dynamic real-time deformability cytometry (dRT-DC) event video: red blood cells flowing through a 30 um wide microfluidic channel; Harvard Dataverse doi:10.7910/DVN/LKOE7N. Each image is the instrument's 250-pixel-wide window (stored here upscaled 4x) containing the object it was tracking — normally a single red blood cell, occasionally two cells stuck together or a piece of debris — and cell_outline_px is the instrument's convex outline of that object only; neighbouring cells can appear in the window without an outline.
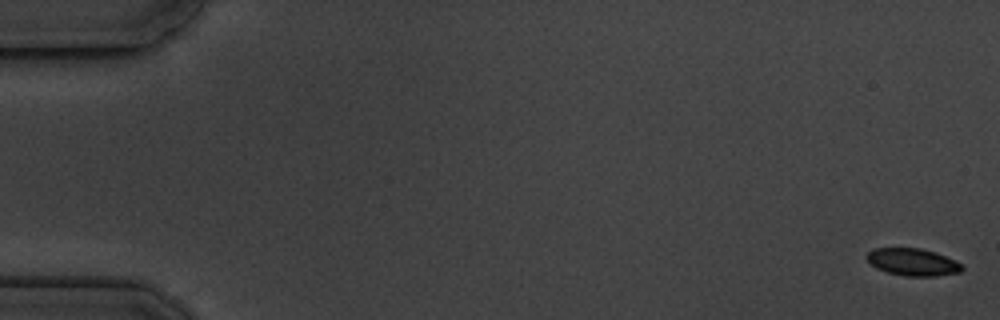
{"species": "common noctule bat (a hibernating species)", "species_latin": "Nyctalus noctula", "temperature_condition": "cold", "stored_images_in_passage": 7, "camera_frame_rate_fps": 3000, "um_per_image_px": 0.085, "animal": {"sex": "male", "body_mass_g": 19.5, "forearm_length_mm": 54.6}, "frame": {"image": 1, "passage_image": 1, "time_ms": 0.0, "image_size_px": [1000, 320], "cell_outline_px": [[964, 268], [960, 272], [936, 276], [904, 276], [888, 272], [876, 268], [864, 256], [872, 248], [920, 248], [936, 252], [960, 264]], "centroid_in_image_um": [77.54, 22.27], "position_along_channel_um": 7.5, "area_um2": 15.03}}
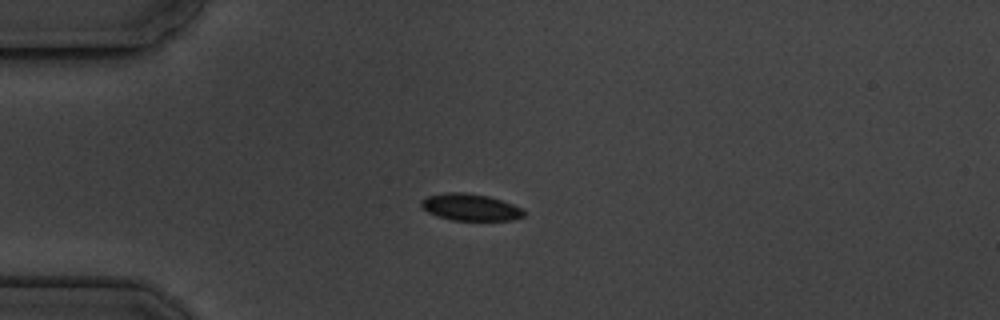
{"frame": {"image": 2, "passage_image": 5, "time_ms": 4.667, "image_size_px": [1000, 320], "cell_outline_px": [[524, 216], [512, 220], [452, 220], [436, 216], [428, 212], [420, 204], [420, 200], [428, 196], [444, 192], [464, 192], [488, 196], [512, 204], [520, 208], [524, 212]], "centroid_in_image_um": [39.94, 17.61], "position_along_channel_um": 45.1, "area_um2": 15.95}}